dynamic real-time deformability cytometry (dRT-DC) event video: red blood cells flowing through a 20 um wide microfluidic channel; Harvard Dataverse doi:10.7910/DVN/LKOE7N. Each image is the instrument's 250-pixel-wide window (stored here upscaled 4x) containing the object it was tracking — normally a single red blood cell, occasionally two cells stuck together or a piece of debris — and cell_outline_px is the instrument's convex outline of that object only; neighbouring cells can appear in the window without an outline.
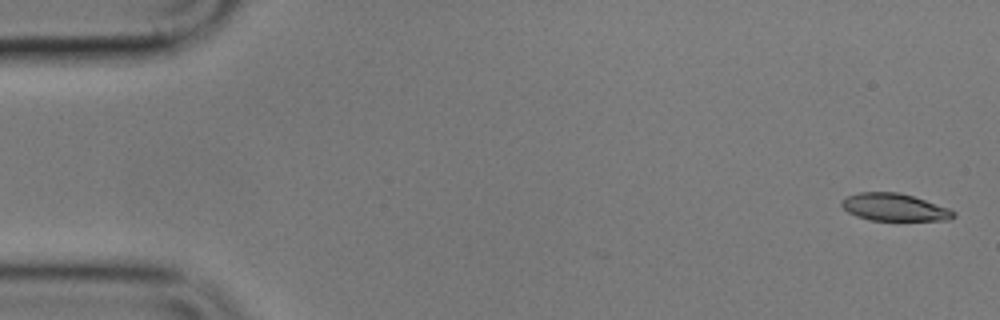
{"species": "common noctule bat (a hibernating species)", "species_latin": "Nyctalus noctula", "temperature_condition": "cold", "stored_images_in_passage": 5, "camera_frame_rate_fps": 3000, "um_per_image_px": 0.085, "animal": {"sex": "male", "body_mass_g": 17.9}, "frame": {"image": 1, "passage_image": 1, "time_ms": 0.0, "image_size_px": [1000, 320], "cell_outline_px": [[956, 216], [948, 220], [868, 220], [856, 216], [848, 212], [840, 204], [840, 200], [848, 196], [860, 192], [900, 192], [948, 208], [956, 212]], "centroid_in_image_um": [76.0, 17.62], "position_along_channel_um": 9.0, "area_um2": 17.8}}
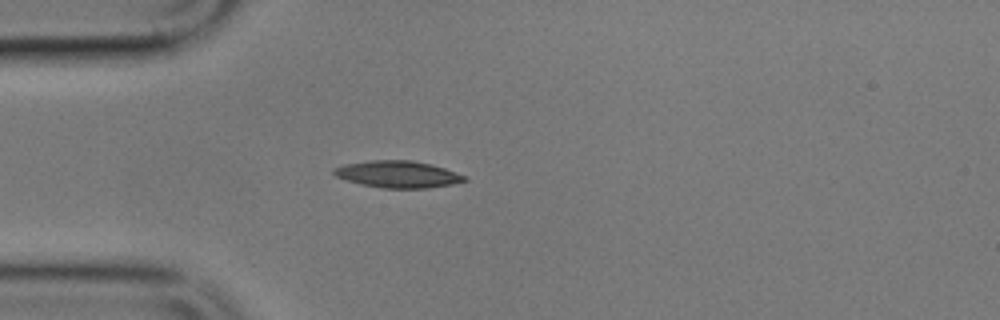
{"frame": {"image": 2, "passage_image": 5, "time_ms": 4.667, "image_size_px": [1000, 320], "cell_outline_px": [[468, 180], [452, 184], [428, 188], [380, 188], [360, 184], [336, 176], [332, 172], [332, 168], [344, 164], [372, 160], [412, 160], [444, 168], [468, 176]], "centroid_in_image_um": [33.81, 14.81], "position_along_channel_um": 51.2, "area_um2": 20.46}}